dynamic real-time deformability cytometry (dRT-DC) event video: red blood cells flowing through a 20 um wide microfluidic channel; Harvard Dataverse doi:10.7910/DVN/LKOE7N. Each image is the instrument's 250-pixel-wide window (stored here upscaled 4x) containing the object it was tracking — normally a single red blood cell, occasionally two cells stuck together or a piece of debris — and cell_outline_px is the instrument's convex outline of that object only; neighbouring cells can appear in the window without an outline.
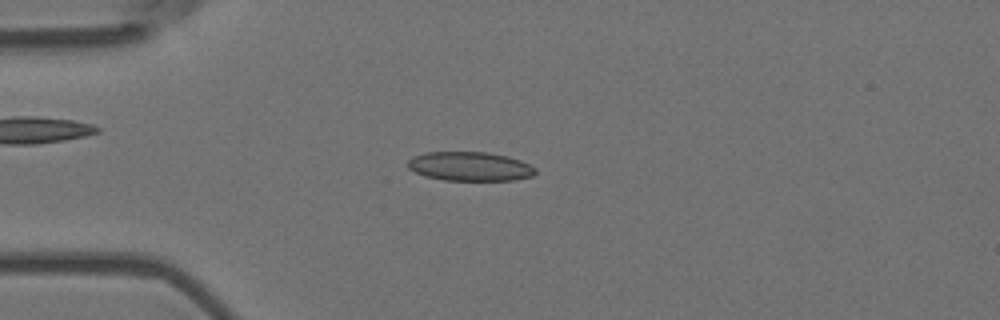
{"species": "Egyptian fruit bat (a non-hibernating species)", "species_latin": "Rousettus aegyptiacus", "temperature_condition": "room temperature", "stored_images_in_passage": 54, "camera_frame_rate_fps": 3000, "um_per_image_px": 0.085, "animal": {"sex": "female"}, "frame": {"image": 1, "passage_image": 13, "time_ms": 4.0, "image_size_px": [1000, 320], "cell_outline_px": [[536, 172], [532, 176], [512, 180], [444, 180], [424, 176], [408, 168], [408, 160], [412, 156], [424, 152], [488, 152], [508, 156], [520, 160], [536, 168]], "centroid_in_image_um": [39.92, 14.13], "position_along_channel_um": 45.1, "area_um2": 21.68}}
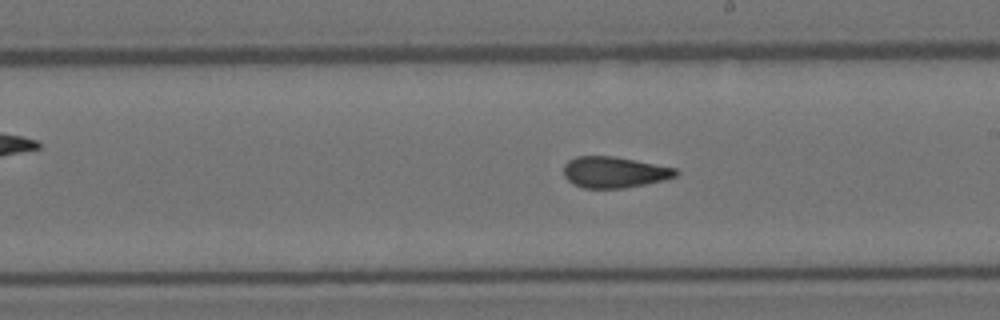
{"frame": {"image": 2, "passage_image": 30, "time_ms": 9.667, "image_size_px": [1000, 320], "cell_outline_px": [[680, 172], [676, 176], [664, 180], [624, 188], [584, 188], [572, 184], [564, 176], [564, 164], [568, 160], [576, 156], [616, 156], [676, 168]], "centroid_in_image_um": [52.21, 14.63], "position_along_channel_um": 236.8, "area_um2": 20.46}}
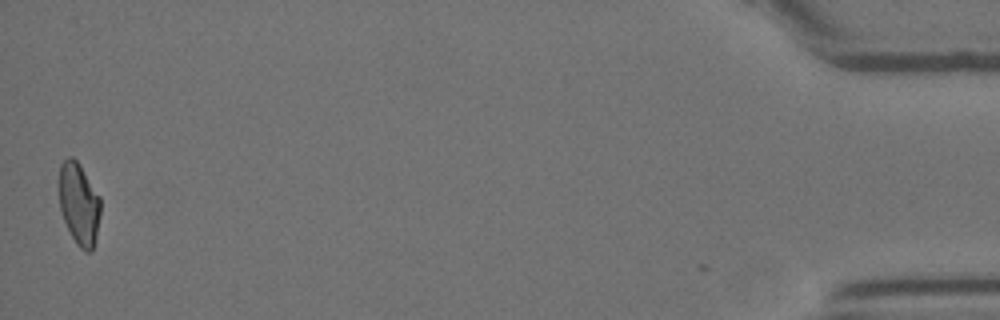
{"frame": {"image": 3, "passage_image": 53, "time_ms": 17.333, "image_size_px": [1000, 320], "cell_outline_px": [[100, 216], [96, 236], [92, 252], [84, 252], [76, 244], [64, 220], [60, 208], [60, 164], [68, 156], [72, 156], [80, 164], [100, 196]], "centroid_in_image_um": [6.73, 17.33], "position_along_channel_um": 428.5, "area_um2": 19.77}, "authors_computed_cell_mechanics": {"area_um2": 20.7502, "velocity_mm_per_s": 3.7059, "shape_relaxation_time_tau1_ms": null, "shape_relaxation_time_tau2_ms": 2.1775, "deformation_change_tau1": null, "deformation_change_tau2": 0.0915}}